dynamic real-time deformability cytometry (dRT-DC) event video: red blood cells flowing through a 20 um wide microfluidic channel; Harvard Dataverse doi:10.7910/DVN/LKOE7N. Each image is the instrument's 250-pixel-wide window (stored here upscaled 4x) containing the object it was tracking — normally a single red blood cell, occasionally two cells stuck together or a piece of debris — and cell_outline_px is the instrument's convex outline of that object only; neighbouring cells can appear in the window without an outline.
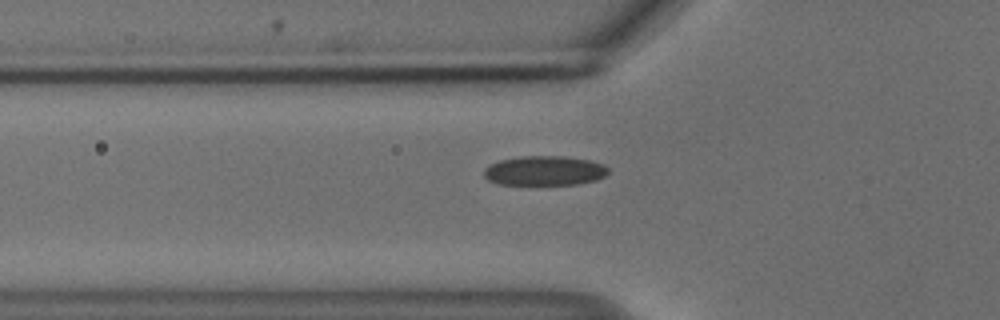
{"species": "common noctule bat (a hibernating species)", "species_latin": "Nyctalus noctula", "temperature_condition": "cold", "stored_images_in_passage": 31, "camera_frame_rate_fps": 3000, "um_per_image_px": 0.085, "animal": {"sex": "male", "body_mass_g": 18.8}, "frame": {"image": 1, "passage_image": 2, "time_ms": 0.333, "image_size_px": [1000, 320], "cell_outline_px": [[608, 172], [604, 176], [596, 180], [576, 184], [496, 184], [488, 180], [484, 176], [484, 168], [488, 164], [500, 160], [520, 156], [564, 156], [592, 160], [604, 164], [608, 168]], "centroid_in_image_um": [46.27, 14.5], "position_along_channel_um": 79.5, "area_um2": 21.56}}
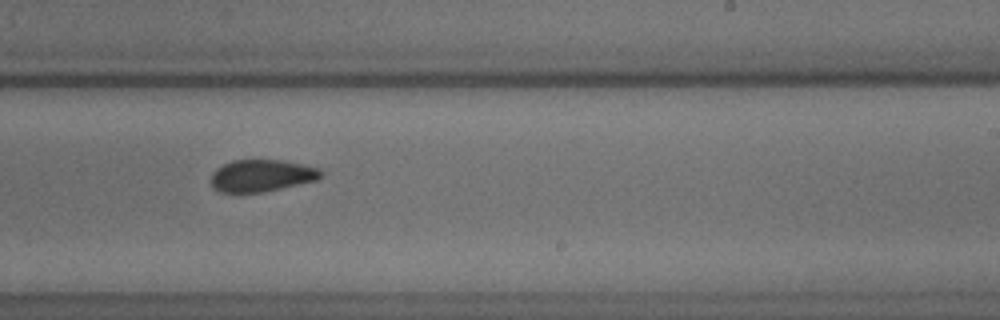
{"frame": {"image": 2, "passage_image": 17, "time_ms": 5.333, "image_size_px": [1000, 320], "cell_outline_px": [[324, 172], [316, 180], [280, 188], [260, 192], [220, 192], [212, 188], [212, 172], [216, 168], [232, 160], [284, 160], [320, 168]], "centroid_in_image_um": [22.23, 14.91], "position_along_channel_um": 266.8, "area_um2": 20.4}}
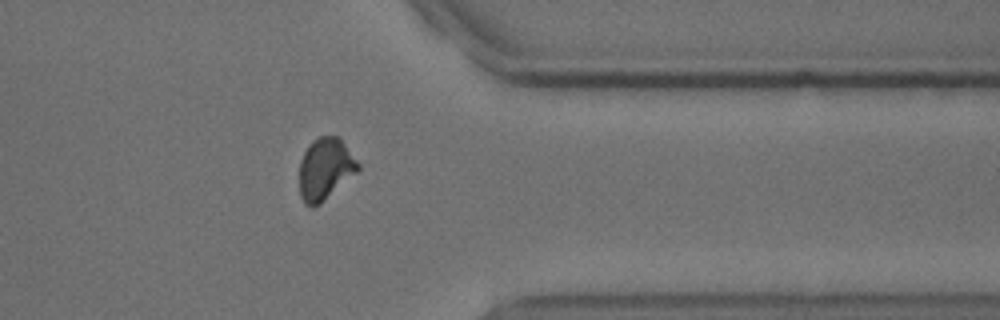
{"frame": {"image": 3, "passage_image": 27, "time_ms": 8.667, "image_size_px": [1000, 320], "cell_outline_px": [[360, 168], [356, 172], [320, 204], [312, 208], [304, 204], [300, 196], [300, 160], [304, 152], [312, 140], [320, 136], [336, 136], [344, 144], [360, 164]], "centroid_in_image_um": [27.61, 14.38], "position_along_channel_um": 383.8, "area_um2": 20.87}, "authors_computed_cell_mechanics": {"area_um2": 21.386, "velocity_mm_per_s": 3.7309, "shape_relaxation_time_tau1_ms": 5.4492, "shape_relaxation_time_tau2_ms": 2.2787, "deformation_change_tau1": 0.1151, "deformation_change_tau2": 0.0668}}